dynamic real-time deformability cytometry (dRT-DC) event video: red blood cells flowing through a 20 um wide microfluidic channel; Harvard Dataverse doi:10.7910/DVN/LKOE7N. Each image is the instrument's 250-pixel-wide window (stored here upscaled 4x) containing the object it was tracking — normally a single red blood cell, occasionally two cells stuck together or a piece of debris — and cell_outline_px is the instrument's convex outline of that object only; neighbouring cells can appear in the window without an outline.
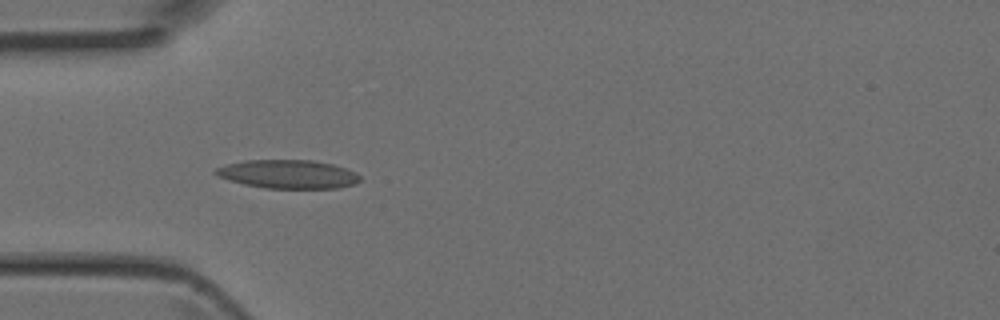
{"species": "Egyptian fruit bat (a non-hibernating species)", "species_latin": "Rousettus aegyptiacus", "temperature_condition": "room temperature", "stored_images_in_passage": 5, "camera_frame_rate_fps": 3000, "um_per_image_px": 0.085, "animal": {"sex": "female"}, "frame": {"image": 1, "passage_image": 4, "time_ms": 1.0, "image_size_px": [1000, 320], "cell_outline_px": [[360, 180], [356, 184], [336, 188], [264, 188], [244, 184], [228, 180], [212, 172], [216, 168], [228, 164], [244, 160], [312, 160], [332, 164], [356, 172], [360, 176]], "centroid_in_image_um": [24.49, 14.8], "position_along_channel_um": 60.5, "area_um2": 23.99}}